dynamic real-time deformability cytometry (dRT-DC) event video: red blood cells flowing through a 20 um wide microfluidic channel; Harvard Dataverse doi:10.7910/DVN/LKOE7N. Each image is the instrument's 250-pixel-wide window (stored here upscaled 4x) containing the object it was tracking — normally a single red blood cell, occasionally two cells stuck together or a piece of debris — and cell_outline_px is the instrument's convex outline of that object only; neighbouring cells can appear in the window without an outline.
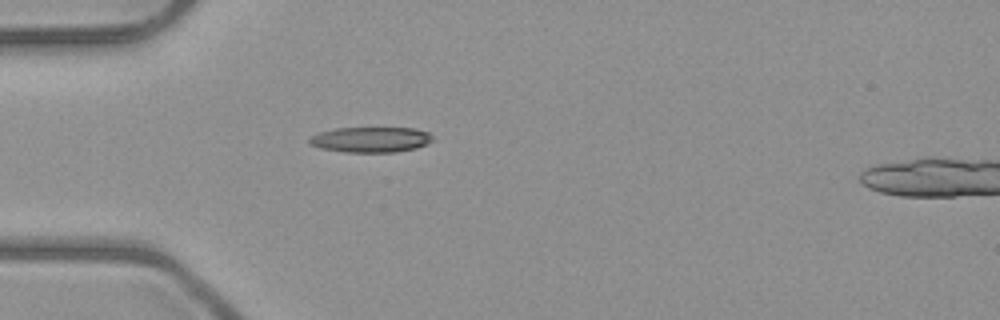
{"species": "common noctule bat (a hibernating species)", "species_latin": "Nyctalus noctula", "temperature_condition": "room temperature", "stored_images_in_passage": 2, "camera_frame_rate_fps": 3000, "um_per_image_px": 0.085, "animal": {"sex": "male", "body_mass_g": 23.1, "forearm_length_mm": 52.7}, "frame": {"image": 1, "passage_image": 2, "time_ms": 1.333, "image_size_px": [1000, 320], "cell_outline_px": [[432, 140], [416, 148], [396, 152], [344, 152], [320, 148], [308, 144], [308, 140], [312, 136], [320, 132], [336, 128], [416, 128], [428, 132], [432, 136]], "centroid_in_image_um": [31.49, 11.86], "position_along_channel_um": 53.5, "area_um2": 18.21}}